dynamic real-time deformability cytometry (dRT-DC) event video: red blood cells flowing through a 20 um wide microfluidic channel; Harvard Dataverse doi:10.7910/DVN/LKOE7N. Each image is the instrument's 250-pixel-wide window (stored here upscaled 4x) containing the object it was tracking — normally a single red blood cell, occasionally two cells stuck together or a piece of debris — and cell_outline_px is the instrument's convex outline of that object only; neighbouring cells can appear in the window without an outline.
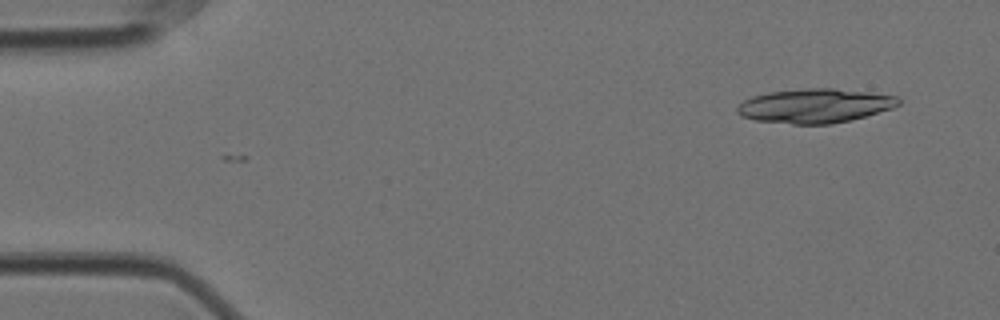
{"species": "Egyptian fruit bat (a non-hibernating species)", "species_latin": "Rousettus aegyptiacus", "temperature_condition": "cold", "stored_images_in_passage": 15, "camera_frame_rate_fps": 3000, "um_per_image_px": 0.085, "animal": {"sex": "female"}, "frame": {"image": 1, "passage_image": 1, "time_ms": 0.0, "image_size_px": [1000, 320], "cell_outline_px": [[900, 104], [892, 108], [864, 116], [832, 124], [792, 124], [756, 120], [740, 116], [736, 112], [736, 108], [744, 100], [752, 96], [768, 92], [808, 88], [832, 88], [868, 92], [900, 96]], "centroid_in_image_um": [69.26, 8.99], "position_along_channel_um": 15.7, "area_um2": 32.08}}
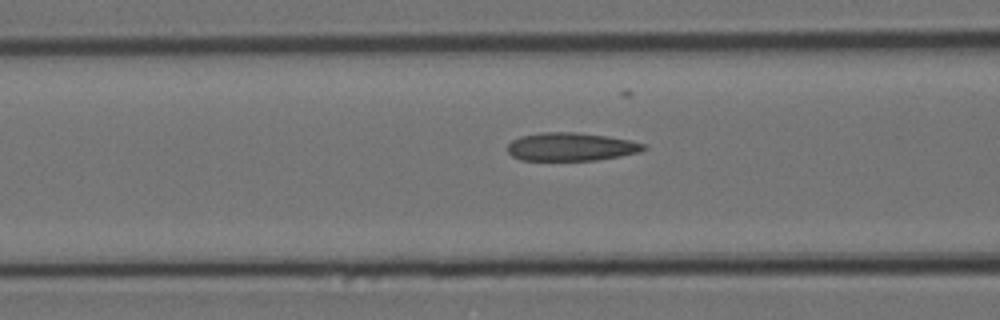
{"frame": {"image": 2, "passage_image": 9, "time_ms": 2.667, "image_size_px": [1000, 320], "cell_outline_px": [[648, 148], [640, 152], [620, 156], [596, 160], [520, 160], [512, 156], [508, 152], [508, 144], [512, 140], [520, 136], [540, 132], [576, 132], [608, 136], [648, 144]], "centroid_in_image_um": [48.55, 12.47], "position_along_channel_um": 118.0, "area_um2": 22.54}}
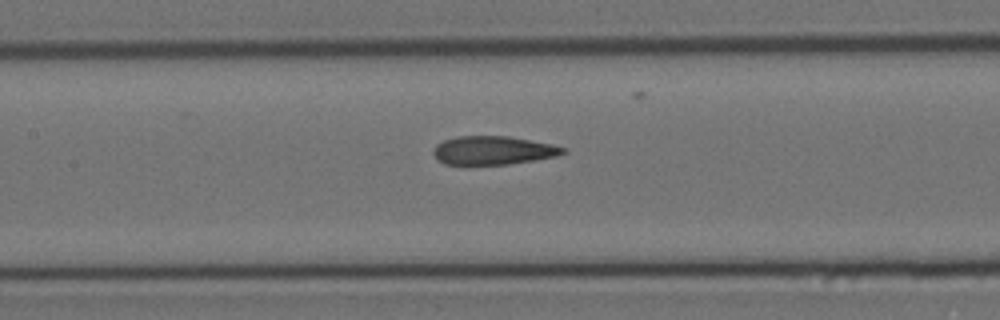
{"frame": {"image": 3, "passage_image": 13, "time_ms": 4.0, "image_size_px": [1000, 320], "cell_outline_px": [[568, 152], [556, 156], [508, 164], [444, 164], [436, 160], [432, 152], [436, 144], [444, 140], [456, 136], [508, 136], [552, 144], [568, 148]], "centroid_in_image_um": [41.9, 12.77], "position_along_channel_um": 165.5, "area_um2": 21.62}}